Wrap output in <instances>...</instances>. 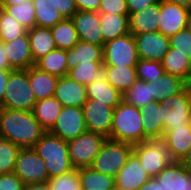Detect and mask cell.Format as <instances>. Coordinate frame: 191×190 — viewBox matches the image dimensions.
<instances>
[{
	"label": "cell",
	"mask_w": 191,
	"mask_h": 190,
	"mask_svg": "<svg viewBox=\"0 0 191 190\" xmlns=\"http://www.w3.org/2000/svg\"><path fill=\"white\" fill-rule=\"evenodd\" d=\"M135 69L138 79L144 82H150L155 78L160 77L165 72L162 62L150 61L141 58H139Z\"/></svg>",
	"instance_id": "b9f144b4"
},
{
	"label": "cell",
	"mask_w": 191,
	"mask_h": 190,
	"mask_svg": "<svg viewBox=\"0 0 191 190\" xmlns=\"http://www.w3.org/2000/svg\"><path fill=\"white\" fill-rule=\"evenodd\" d=\"M24 185L15 173L0 175V190H23Z\"/></svg>",
	"instance_id": "f6af8a7d"
},
{
	"label": "cell",
	"mask_w": 191,
	"mask_h": 190,
	"mask_svg": "<svg viewBox=\"0 0 191 190\" xmlns=\"http://www.w3.org/2000/svg\"><path fill=\"white\" fill-rule=\"evenodd\" d=\"M162 140L172 160L181 161L191 148V126L167 128Z\"/></svg>",
	"instance_id": "44dd1931"
},
{
	"label": "cell",
	"mask_w": 191,
	"mask_h": 190,
	"mask_svg": "<svg viewBox=\"0 0 191 190\" xmlns=\"http://www.w3.org/2000/svg\"><path fill=\"white\" fill-rule=\"evenodd\" d=\"M23 190H51L48 182L34 183L24 185Z\"/></svg>",
	"instance_id": "f5cc1de1"
},
{
	"label": "cell",
	"mask_w": 191,
	"mask_h": 190,
	"mask_svg": "<svg viewBox=\"0 0 191 190\" xmlns=\"http://www.w3.org/2000/svg\"><path fill=\"white\" fill-rule=\"evenodd\" d=\"M138 190H165L160 179L157 177L150 178L144 185H142Z\"/></svg>",
	"instance_id": "f907efd6"
},
{
	"label": "cell",
	"mask_w": 191,
	"mask_h": 190,
	"mask_svg": "<svg viewBox=\"0 0 191 190\" xmlns=\"http://www.w3.org/2000/svg\"><path fill=\"white\" fill-rule=\"evenodd\" d=\"M27 33L34 63L57 48L50 28L34 26Z\"/></svg>",
	"instance_id": "cb8c5ba5"
},
{
	"label": "cell",
	"mask_w": 191,
	"mask_h": 190,
	"mask_svg": "<svg viewBox=\"0 0 191 190\" xmlns=\"http://www.w3.org/2000/svg\"><path fill=\"white\" fill-rule=\"evenodd\" d=\"M159 0H126L129 15L134 12H139L149 5L157 3Z\"/></svg>",
	"instance_id": "7dc6e473"
},
{
	"label": "cell",
	"mask_w": 191,
	"mask_h": 190,
	"mask_svg": "<svg viewBox=\"0 0 191 190\" xmlns=\"http://www.w3.org/2000/svg\"><path fill=\"white\" fill-rule=\"evenodd\" d=\"M160 14V0L139 12L129 15V30L133 35L156 32L159 30V22L157 21Z\"/></svg>",
	"instance_id": "7402d4cb"
},
{
	"label": "cell",
	"mask_w": 191,
	"mask_h": 190,
	"mask_svg": "<svg viewBox=\"0 0 191 190\" xmlns=\"http://www.w3.org/2000/svg\"><path fill=\"white\" fill-rule=\"evenodd\" d=\"M139 60L132 33H127L103 45V66L135 67Z\"/></svg>",
	"instance_id": "ba28073f"
},
{
	"label": "cell",
	"mask_w": 191,
	"mask_h": 190,
	"mask_svg": "<svg viewBox=\"0 0 191 190\" xmlns=\"http://www.w3.org/2000/svg\"><path fill=\"white\" fill-rule=\"evenodd\" d=\"M123 101L138 109L149 102L155 101L152 91V83L137 79L136 82L123 94Z\"/></svg>",
	"instance_id": "d590c367"
},
{
	"label": "cell",
	"mask_w": 191,
	"mask_h": 190,
	"mask_svg": "<svg viewBox=\"0 0 191 190\" xmlns=\"http://www.w3.org/2000/svg\"><path fill=\"white\" fill-rule=\"evenodd\" d=\"M46 132L32 111L0 108V137L21 149L33 148Z\"/></svg>",
	"instance_id": "6da1fadb"
},
{
	"label": "cell",
	"mask_w": 191,
	"mask_h": 190,
	"mask_svg": "<svg viewBox=\"0 0 191 190\" xmlns=\"http://www.w3.org/2000/svg\"><path fill=\"white\" fill-rule=\"evenodd\" d=\"M110 139L132 145L144 142V129L140 109L122 101L113 113Z\"/></svg>",
	"instance_id": "7a4b0ae2"
},
{
	"label": "cell",
	"mask_w": 191,
	"mask_h": 190,
	"mask_svg": "<svg viewBox=\"0 0 191 190\" xmlns=\"http://www.w3.org/2000/svg\"><path fill=\"white\" fill-rule=\"evenodd\" d=\"M106 139L102 134L87 130L77 138L67 141L73 168L91 167Z\"/></svg>",
	"instance_id": "52a82bcc"
},
{
	"label": "cell",
	"mask_w": 191,
	"mask_h": 190,
	"mask_svg": "<svg viewBox=\"0 0 191 190\" xmlns=\"http://www.w3.org/2000/svg\"><path fill=\"white\" fill-rule=\"evenodd\" d=\"M51 190H81L79 169H73L68 173L49 178Z\"/></svg>",
	"instance_id": "60d3db41"
},
{
	"label": "cell",
	"mask_w": 191,
	"mask_h": 190,
	"mask_svg": "<svg viewBox=\"0 0 191 190\" xmlns=\"http://www.w3.org/2000/svg\"><path fill=\"white\" fill-rule=\"evenodd\" d=\"M71 20L74 23L80 41L104 45L99 12L78 10L71 17Z\"/></svg>",
	"instance_id": "9a60e30c"
},
{
	"label": "cell",
	"mask_w": 191,
	"mask_h": 190,
	"mask_svg": "<svg viewBox=\"0 0 191 190\" xmlns=\"http://www.w3.org/2000/svg\"><path fill=\"white\" fill-rule=\"evenodd\" d=\"M13 173L25 185L48 182L49 180L46 164L33 148H23L19 151Z\"/></svg>",
	"instance_id": "30bf717a"
},
{
	"label": "cell",
	"mask_w": 191,
	"mask_h": 190,
	"mask_svg": "<svg viewBox=\"0 0 191 190\" xmlns=\"http://www.w3.org/2000/svg\"><path fill=\"white\" fill-rule=\"evenodd\" d=\"M0 69L1 70H13L10 67L8 58L4 49V42L0 41Z\"/></svg>",
	"instance_id": "816d5d0a"
},
{
	"label": "cell",
	"mask_w": 191,
	"mask_h": 190,
	"mask_svg": "<svg viewBox=\"0 0 191 190\" xmlns=\"http://www.w3.org/2000/svg\"><path fill=\"white\" fill-rule=\"evenodd\" d=\"M67 50L56 48L40 58L35 67L57 77L68 75Z\"/></svg>",
	"instance_id": "4dcf8cb0"
},
{
	"label": "cell",
	"mask_w": 191,
	"mask_h": 190,
	"mask_svg": "<svg viewBox=\"0 0 191 190\" xmlns=\"http://www.w3.org/2000/svg\"><path fill=\"white\" fill-rule=\"evenodd\" d=\"M162 66L165 72L183 79L187 84L191 83V59L186 55L170 48L162 60Z\"/></svg>",
	"instance_id": "f546056e"
},
{
	"label": "cell",
	"mask_w": 191,
	"mask_h": 190,
	"mask_svg": "<svg viewBox=\"0 0 191 190\" xmlns=\"http://www.w3.org/2000/svg\"><path fill=\"white\" fill-rule=\"evenodd\" d=\"M85 131H87V127L82 108L63 106L56 122L48 132L64 141H69Z\"/></svg>",
	"instance_id": "8fae6325"
},
{
	"label": "cell",
	"mask_w": 191,
	"mask_h": 190,
	"mask_svg": "<svg viewBox=\"0 0 191 190\" xmlns=\"http://www.w3.org/2000/svg\"><path fill=\"white\" fill-rule=\"evenodd\" d=\"M100 28L104 43L130 33L129 15L100 14Z\"/></svg>",
	"instance_id": "4316f807"
},
{
	"label": "cell",
	"mask_w": 191,
	"mask_h": 190,
	"mask_svg": "<svg viewBox=\"0 0 191 190\" xmlns=\"http://www.w3.org/2000/svg\"><path fill=\"white\" fill-rule=\"evenodd\" d=\"M82 110L87 130L110 138L114 109L98 100L87 99Z\"/></svg>",
	"instance_id": "4fadbf2b"
},
{
	"label": "cell",
	"mask_w": 191,
	"mask_h": 190,
	"mask_svg": "<svg viewBox=\"0 0 191 190\" xmlns=\"http://www.w3.org/2000/svg\"><path fill=\"white\" fill-rule=\"evenodd\" d=\"M0 8L14 17L25 28L31 29L36 26V12L32 0L19 5H0Z\"/></svg>",
	"instance_id": "74e56055"
},
{
	"label": "cell",
	"mask_w": 191,
	"mask_h": 190,
	"mask_svg": "<svg viewBox=\"0 0 191 190\" xmlns=\"http://www.w3.org/2000/svg\"><path fill=\"white\" fill-rule=\"evenodd\" d=\"M166 1L185 6L191 10V0H166Z\"/></svg>",
	"instance_id": "9f6ffc18"
},
{
	"label": "cell",
	"mask_w": 191,
	"mask_h": 190,
	"mask_svg": "<svg viewBox=\"0 0 191 190\" xmlns=\"http://www.w3.org/2000/svg\"><path fill=\"white\" fill-rule=\"evenodd\" d=\"M54 97L62 106L78 108H82L88 99L86 86L76 82L68 75L59 77Z\"/></svg>",
	"instance_id": "e0dca14e"
},
{
	"label": "cell",
	"mask_w": 191,
	"mask_h": 190,
	"mask_svg": "<svg viewBox=\"0 0 191 190\" xmlns=\"http://www.w3.org/2000/svg\"><path fill=\"white\" fill-rule=\"evenodd\" d=\"M74 1L77 10L98 12L101 0H74Z\"/></svg>",
	"instance_id": "c3c4849f"
},
{
	"label": "cell",
	"mask_w": 191,
	"mask_h": 190,
	"mask_svg": "<svg viewBox=\"0 0 191 190\" xmlns=\"http://www.w3.org/2000/svg\"><path fill=\"white\" fill-rule=\"evenodd\" d=\"M36 102L29 82L28 69L13 70L5 87L3 108L32 111Z\"/></svg>",
	"instance_id": "277c9868"
},
{
	"label": "cell",
	"mask_w": 191,
	"mask_h": 190,
	"mask_svg": "<svg viewBox=\"0 0 191 190\" xmlns=\"http://www.w3.org/2000/svg\"><path fill=\"white\" fill-rule=\"evenodd\" d=\"M182 164L185 168L191 172V148L188 153L181 159Z\"/></svg>",
	"instance_id": "db71d44e"
},
{
	"label": "cell",
	"mask_w": 191,
	"mask_h": 190,
	"mask_svg": "<svg viewBox=\"0 0 191 190\" xmlns=\"http://www.w3.org/2000/svg\"><path fill=\"white\" fill-rule=\"evenodd\" d=\"M133 153L138 157L142 168L150 178L156 177L172 161L162 139L146 140L135 144Z\"/></svg>",
	"instance_id": "8992f818"
},
{
	"label": "cell",
	"mask_w": 191,
	"mask_h": 190,
	"mask_svg": "<svg viewBox=\"0 0 191 190\" xmlns=\"http://www.w3.org/2000/svg\"><path fill=\"white\" fill-rule=\"evenodd\" d=\"M20 150L18 145L0 137V175L13 173Z\"/></svg>",
	"instance_id": "ab89813d"
},
{
	"label": "cell",
	"mask_w": 191,
	"mask_h": 190,
	"mask_svg": "<svg viewBox=\"0 0 191 190\" xmlns=\"http://www.w3.org/2000/svg\"><path fill=\"white\" fill-rule=\"evenodd\" d=\"M156 177L165 190H191V172L181 161L172 160Z\"/></svg>",
	"instance_id": "ffe728a7"
},
{
	"label": "cell",
	"mask_w": 191,
	"mask_h": 190,
	"mask_svg": "<svg viewBox=\"0 0 191 190\" xmlns=\"http://www.w3.org/2000/svg\"><path fill=\"white\" fill-rule=\"evenodd\" d=\"M144 129V141L162 139L164 135L165 108L158 101H152L140 108Z\"/></svg>",
	"instance_id": "d6986e66"
},
{
	"label": "cell",
	"mask_w": 191,
	"mask_h": 190,
	"mask_svg": "<svg viewBox=\"0 0 191 190\" xmlns=\"http://www.w3.org/2000/svg\"><path fill=\"white\" fill-rule=\"evenodd\" d=\"M36 12V26L51 28L64 20L58 9H53V0H32Z\"/></svg>",
	"instance_id": "8d00e7d4"
},
{
	"label": "cell",
	"mask_w": 191,
	"mask_h": 190,
	"mask_svg": "<svg viewBox=\"0 0 191 190\" xmlns=\"http://www.w3.org/2000/svg\"><path fill=\"white\" fill-rule=\"evenodd\" d=\"M154 100L161 102L181 92L188 84L181 78L164 72L151 81Z\"/></svg>",
	"instance_id": "83f0119b"
},
{
	"label": "cell",
	"mask_w": 191,
	"mask_h": 190,
	"mask_svg": "<svg viewBox=\"0 0 191 190\" xmlns=\"http://www.w3.org/2000/svg\"><path fill=\"white\" fill-rule=\"evenodd\" d=\"M88 99L98 100L115 109L122 101L123 95L105 80H95L86 86Z\"/></svg>",
	"instance_id": "484cf974"
},
{
	"label": "cell",
	"mask_w": 191,
	"mask_h": 190,
	"mask_svg": "<svg viewBox=\"0 0 191 190\" xmlns=\"http://www.w3.org/2000/svg\"><path fill=\"white\" fill-rule=\"evenodd\" d=\"M4 49L13 70H27L35 66L28 33L15 38L11 42H4Z\"/></svg>",
	"instance_id": "ac0fdd59"
},
{
	"label": "cell",
	"mask_w": 191,
	"mask_h": 190,
	"mask_svg": "<svg viewBox=\"0 0 191 190\" xmlns=\"http://www.w3.org/2000/svg\"><path fill=\"white\" fill-rule=\"evenodd\" d=\"M28 77L37 101L54 96L59 77L43 72L35 66L28 69Z\"/></svg>",
	"instance_id": "d4e9b609"
},
{
	"label": "cell",
	"mask_w": 191,
	"mask_h": 190,
	"mask_svg": "<svg viewBox=\"0 0 191 190\" xmlns=\"http://www.w3.org/2000/svg\"><path fill=\"white\" fill-rule=\"evenodd\" d=\"M189 26L191 27V11H190V22H189Z\"/></svg>",
	"instance_id": "6f0895ef"
},
{
	"label": "cell",
	"mask_w": 191,
	"mask_h": 190,
	"mask_svg": "<svg viewBox=\"0 0 191 190\" xmlns=\"http://www.w3.org/2000/svg\"><path fill=\"white\" fill-rule=\"evenodd\" d=\"M13 70H1L0 69V108H3V98L5 95V87L10 73Z\"/></svg>",
	"instance_id": "681fc988"
},
{
	"label": "cell",
	"mask_w": 191,
	"mask_h": 190,
	"mask_svg": "<svg viewBox=\"0 0 191 190\" xmlns=\"http://www.w3.org/2000/svg\"><path fill=\"white\" fill-rule=\"evenodd\" d=\"M68 76L85 86L95 80L101 81L106 79L103 61L77 64L73 69L69 70Z\"/></svg>",
	"instance_id": "836d02e7"
},
{
	"label": "cell",
	"mask_w": 191,
	"mask_h": 190,
	"mask_svg": "<svg viewBox=\"0 0 191 190\" xmlns=\"http://www.w3.org/2000/svg\"><path fill=\"white\" fill-rule=\"evenodd\" d=\"M54 42L59 49H72L79 41L77 30L71 19H64L51 27Z\"/></svg>",
	"instance_id": "e575fe53"
},
{
	"label": "cell",
	"mask_w": 191,
	"mask_h": 190,
	"mask_svg": "<svg viewBox=\"0 0 191 190\" xmlns=\"http://www.w3.org/2000/svg\"><path fill=\"white\" fill-rule=\"evenodd\" d=\"M98 12L100 14L129 15L126 0H101Z\"/></svg>",
	"instance_id": "ee69618b"
},
{
	"label": "cell",
	"mask_w": 191,
	"mask_h": 190,
	"mask_svg": "<svg viewBox=\"0 0 191 190\" xmlns=\"http://www.w3.org/2000/svg\"><path fill=\"white\" fill-rule=\"evenodd\" d=\"M30 0H0V5H19Z\"/></svg>",
	"instance_id": "11a10c76"
},
{
	"label": "cell",
	"mask_w": 191,
	"mask_h": 190,
	"mask_svg": "<svg viewBox=\"0 0 191 190\" xmlns=\"http://www.w3.org/2000/svg\"><path fill=\"white\" fill-rule=\"evenodd\" d=\"M62 107V104L53 96L38 100L35 103L32 112L40 125L46 131H49L56 122Z\"/></svg>",
	"instance_id": "f1b7e54d"
},
{
	"label": "cell",
	"mask_w": 191,
	"mask_h": 190,
	"mask_svg": "<svg viewBox=\"0 0 191 190\" xmlns=\"http://www.w3.org/2000/svg\"><path fill=\"white\" fill-rule=\"evenodd\" d=\"M25 28L14 17L8 15L0 8V41L11 42L27 33Z\"/></svg>",
	"instance_id": "f35d334b"
},
{
	"label": "cell",
	"mask_w": 191,
	"mask_h": 190,
	"mask_svg": "<svg viewBox=\"0 0 191 190\" xmlns=\"http://www.w3.org/2000/svg\"><path fill=\"white\" fill-rule=\"evenodd\" d=\"M33 149L44 160L49 178L74 169L69 158L67 141L48 131L33 146Z\"/></svg>",
	"instance_id": "3957f363"
},
{
	"label": "cell",
	"mask_w": 191,
	"mask_h": 190,
	"mask_svg": "<svg viewBox=\"0 0 191 190\" xmlns=\"http://www.w3.org/2000/svg\"><path fill=\"white\" fill-rule=\"evenodd\" d=\"M137 45L138 56L141 59L162 62L170 49L169 37L160 31L133 35Z\"/></svg>",
	"instance_id": "5bb4252c"
},
{
	"label": "cell",
	"mask_w": 191,
	"mask_h": 190,
	"mask_svg": "<svg viewBox=\"0 0 191 190\" xmlns=\"http://www.w3.org/2000/svg\"><path fill=\"white\" fill-rule=\"evenodd\" d=\"M170 48H174V52L186 55L191 59V27L180 30L175 35L169 37Z\"/></svg>",
	"instance_id": "7bdbcfd3"
},
{
	"label": "cell",
	"mask_w": 191,
	"mask_h": 190,
	"mask_svg": "<svg viewBox=\"0 0 191 190\" xmlns=\"http://www.w3.org/2000/svg\"><path fill=\"white\" fill-rule=\"evenodd\" d=\"M165 108L164 131L167 128L191 126V85L160 102Z\"/></svg>",
	"instance_id": "9c48e42d"
},
{
	"label": "cell",
	"mask_w": 191,
	"mask_h": 190,
	"mask_svg": "<svg viewBox=\"0 0 191 190\" xmlns=\"http://www.w3.org/2000/svg\"><path fill=\"white\" fill-rule=\"evenodd\" d=\"M133 147L134 145L130 143L107 138L100 152L94 158L91 168L116 177L127 163L128 157L133 152Z\"/></svg>",
	"instance_id": "5b68a950"
},
{
	"label": "cell",
	"mask_w": 191,
	"mask_h": 190,
	"mask_svg": "<svg viewBox=\"0 0 191 190\" xmlns=\"http://www.w3.org/2000/svg\"><path fill=\"white\" fill-rule=\"evenodd\" d=\"M150 177L142 168L138 157L132 152L127 163L115 177L116 189L138 190Z\"/></svg>",
	"instance_id": "2e32d148"
},
{
	"label": "cell",
	"mask_w": 191,
	"mask_h": 190,
	"mask_svg": "<svg viewBox=\"0 0 191 190\" xmlns=\"http://www.w3.org/2000/svg\"><path fill=\"white\" fill-rule=\"evenodd\" d=\"M81 190H115V177L100 173L91 167L80 168Z\"/></svg>",
	"instance_id": "1f68e13d"
},
{
	"label": "cell",
	"mask_w": 191,
	"mask_h": 190,
	"mask_svg": "<svg viewBox=\"0 0 191 190\" xmlns=\"http://www.w3.org/2000/svg\"><path fill=\"white\" fill-rule=\"evenodd\" d=\"M66 59L69 70L80 63L103 61V46L79 40L72 49L67 50Z\"/></svg>",
	"instance_id": "603a6c76"
},
{
	"label": "cell",
	"mask_w": 191,
	"mask_h": 190,
	"mask_svg": "<svg viewBox=\"0 0 191 190\" xmlns=\"http://www.w3.org/2000/svg\"><path fill=\"white\" fill-rule=\"evenodd\" d=\"M190 11L185 6L160 0V14L157 18L159 22L158 31L170 37L187 28L190 22Z\"/></svg>",
	"instance_id": "7c38bea8"
},
{
	"label": "cell",
	"mask_w": 191,
	"mask_h": 190,
	"mask_svg": "<svg viewBox=\"0 0 191 190\" xmlns=\"http://www.w3.org/2000/svg\"><path fill=\"white\" fill-rule=\"evenodd\" d=\"M53 9H58L64 19H71L78 11L74 0H53Z\"/></svg>",
	"instance_id": "bcb514c9"
},
{
	"label": "cell",
	"mask_w": 191,
	"mask_h": 190,
	"mask_svg": "<svg viewBox=\"0 0 191 190\" xmlns=\"http://www.w3.org/2000/svg\"><path fill=\"white\" fill-rule=\"evenodd\" d=\"M105 78L115 89L123 94L138 79L135 67L103 66Z\"/></svg>",
	"instance_id": "d6a6232c"
}]
</instances>
